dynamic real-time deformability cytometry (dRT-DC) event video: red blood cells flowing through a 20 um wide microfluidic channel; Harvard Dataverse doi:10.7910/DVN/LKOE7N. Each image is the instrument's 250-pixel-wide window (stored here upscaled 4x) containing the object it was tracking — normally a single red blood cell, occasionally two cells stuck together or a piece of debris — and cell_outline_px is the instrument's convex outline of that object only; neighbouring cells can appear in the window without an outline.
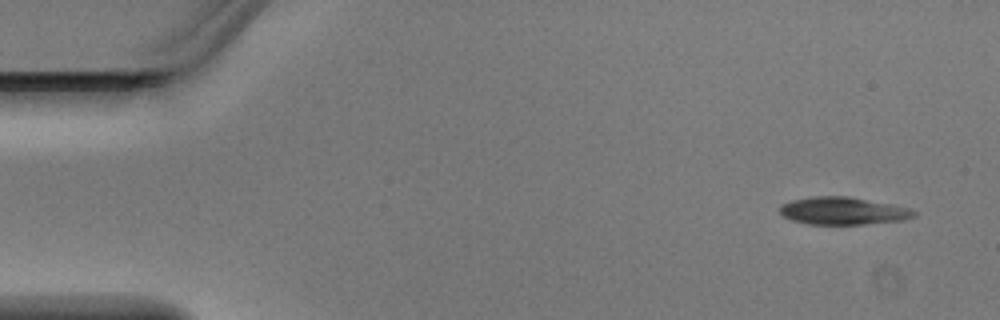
{"species": "Egyptian fruit bat (a non-hibernating species)", "species_latin": "Rousettus aegyptiacus", "temperature_condition": "warm", "stored_images_in_passage": 4, "camera_frame_rate_fps": 3000, "um_per_image_px": 0.085, "animal": {"sex": "male"}, "frame": {"image": 1, "passage_image": 1, "time_ms": 0.0, "image_size_px": [1000, 320], "cell_outline_px": [[916, 216], [904, 220], [864, 224], [808, 224], [792, 220], [784, 216], [780, 212], [780, 204], [792, 200], [812, 196], [848, 196], [908, 208], [916, 212]], "centroid_in_image_um": [71.62, 17.92], "position_along_channel_um": 13.4, "area_um2": 21.33}}
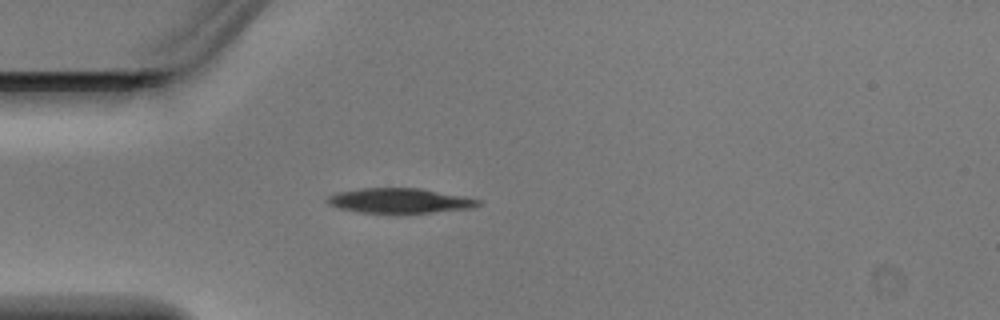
{"frame": {"image": 2, "passage_image": 4, "time_ms": 1.0, "image_size_px": [1000, 320], "cell_outline_px": [[480, 204], [472, 208], [396, 216], [360, 212], [340, 208], [328, 204], [324, 200], [328, 196], [340, 192], [360, 188], [420, 188], [464, 196], [480, 200]], "centroid_in_image_um": [33.95, 17.09], "position_along_channel_um": 51.0, "area_um2": 22.6}}